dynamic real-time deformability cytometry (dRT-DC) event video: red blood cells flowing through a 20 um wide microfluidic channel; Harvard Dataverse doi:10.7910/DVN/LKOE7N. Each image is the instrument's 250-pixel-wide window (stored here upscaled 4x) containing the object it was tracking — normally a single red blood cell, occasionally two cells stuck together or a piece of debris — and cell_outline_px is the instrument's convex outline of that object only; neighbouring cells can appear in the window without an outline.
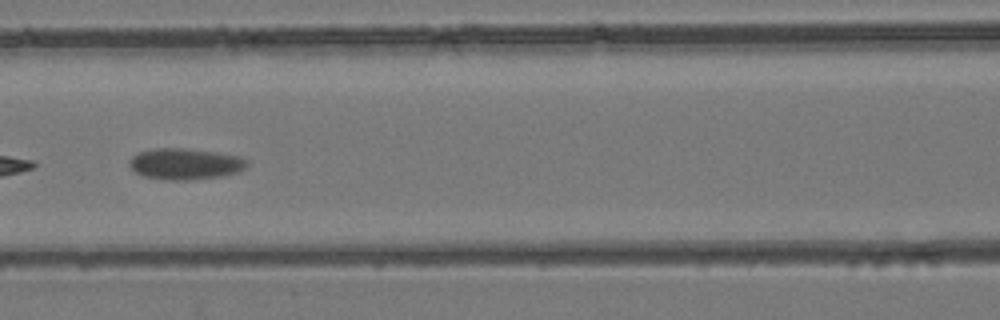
{"species": "common noctule bat (a hibernating species)", "species_latin": "Nyctalus noctula", "temperature_condition": "room temperature", "stored_images_in_passage": 37, "camera_frame_rate_fps": 3000, "um_per_image_px": 0.085, "animal": {"sex": "female", "body_mass_g": 24.6, "forearm_length_mm": 56.2}, "frame": {"image": 1, "passage_image": 8, "time_ms": 2.333, "image_size_px": [1000, 320], "cell_outline_px": [[248, 164], [244, 168], [236, 172], [224, 176], [188, 180], [164, 180], [144, 176], [136, 172], [128, 164], [128, 160], [132, 156], [140, 152], [156, 148], [184, 148], [212, 152], [236, 156], [248, 160]], "centroid_in_image_um": [15.7, 13.94], "position_along_channel_um": 150.9, "area_um2": 21.21}}
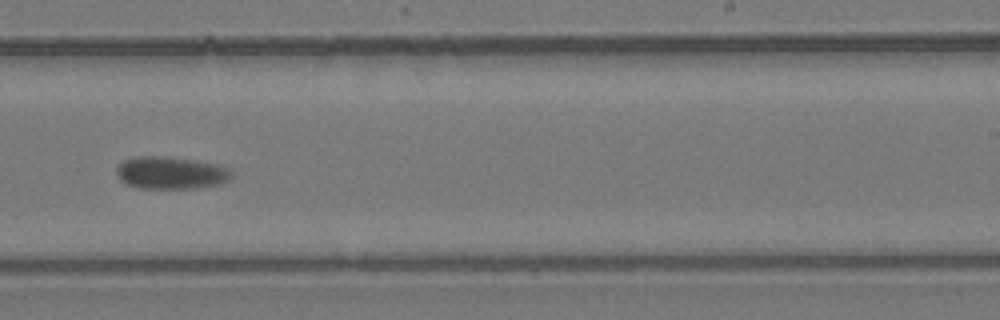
{"frame": {"image": 2, "passage_image": 17, "time_ms": 5.333, "image_size_px": [1000, 320], "cell_outline_px": [[232, 176], [228, 180], [220, 184], [196, 188], [140, 188], [128, 184], [120, 180], [116, 176], [116, 168], [124, 160], [136, 156], [160, 156], [192, 160], [212, 164], [228, 168], [232, 172]], "centroid_in_image_um": [14.48, 14.7], "position_along_channel_um": 274.5, "area_um2": 21.5}}
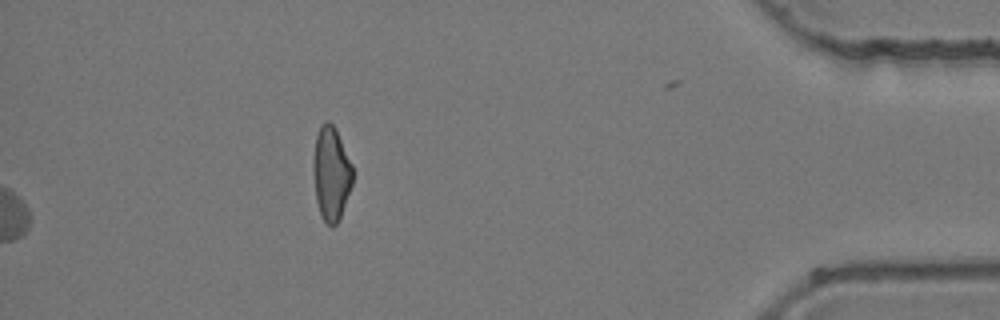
{"frame": {"image": 3, "passage_image": 37, "time_ms": 12.0, "image_size_px": [1000, 320], "cell_outline_px": [[352, 184], [340, 220], [332, 228], [320, 216], [316, 200], [312, 164], [312, 160], [316, 136], [320, 124], [328, 120], [336, 128], [352, 164]], "centroid_in_image_um": [28.14, 14.75], "position_along_channel_um": 407.1, "area_um2": 21.85}}